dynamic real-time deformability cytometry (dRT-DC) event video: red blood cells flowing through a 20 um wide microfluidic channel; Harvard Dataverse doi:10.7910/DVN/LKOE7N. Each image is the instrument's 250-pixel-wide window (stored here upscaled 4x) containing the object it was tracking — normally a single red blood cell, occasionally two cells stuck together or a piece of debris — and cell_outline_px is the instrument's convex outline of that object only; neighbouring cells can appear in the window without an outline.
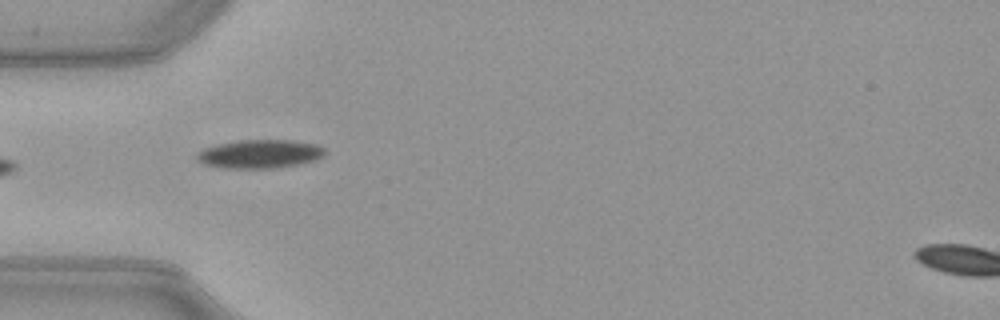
{"species": "common noctule bat (a hibernating species)", "species_latin": "Nyctalus noctula", "temperature_condition": "warm", "stored_images_in_passage": 28, "camera_frame_rate_fps": 3000, "um_per_image_px": 0.085, "animal": {"sex": "female", "body_mass_g": 21.9}, "frame": {"image": 1, "passage_image": 1, "time_ms": 0.0, "image_size_px": [1000, 320], "cell_outline_px": [[324, 156], [316, 160], [280, 168], [224, 168], [204, 164], [196, 160], [196, 156], [204, 148], [216, 144], [240, 140], [292, 140], [316, 144], [324, 148]], "centroid_in_image_um": [22.09, 13.09], "position_along_channel_um": 62.9, "area_um2": 21.39}}